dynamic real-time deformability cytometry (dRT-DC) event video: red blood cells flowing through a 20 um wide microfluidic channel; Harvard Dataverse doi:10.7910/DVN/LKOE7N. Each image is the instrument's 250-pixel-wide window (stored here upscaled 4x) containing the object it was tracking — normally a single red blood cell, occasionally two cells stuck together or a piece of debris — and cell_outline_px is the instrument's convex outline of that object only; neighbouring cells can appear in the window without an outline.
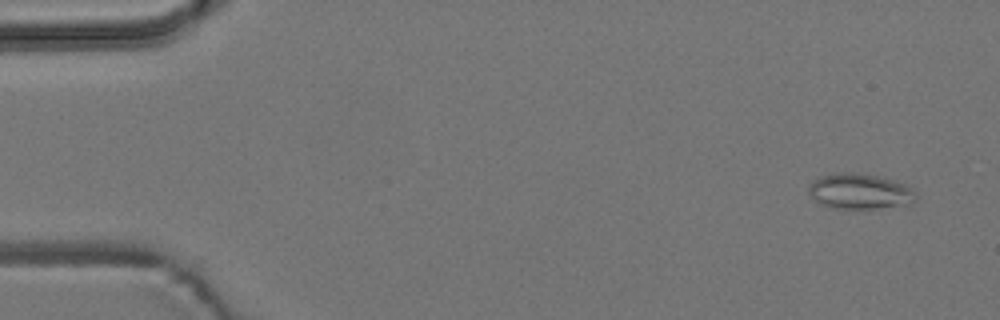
{"species": "common noctule bat (a hibernating species)", "species_latin": "Nyctalus noctula", "temperature_condition": "room temperature", "stored_images_in_passage": 5, "camera_frame_rate_fps": 3000, "um_per_image_px": 0.085, "animal": {"sex": "male", "body_mass_g": 19.2, "forearm_length_mm": 51.8}, "frame": {"image": 1, "passage_image": 1, "time_ms": 0.0, "image_size_px": [1000, 320], "cell_outline_px": [[916, 200], [912, 204], [876, 208], [828, 208], [820, 204], [808, 192], [808, 184], [812, 180], [820, 176], [832, 172], [856, 172], [876, 176], [892, 180], [904, 184], [912, 188], [916, 192]], "centroid_in_image_um": [73.05, 16.26], "position_along_channel_um": 11.9, "area_um2": 22.43}}
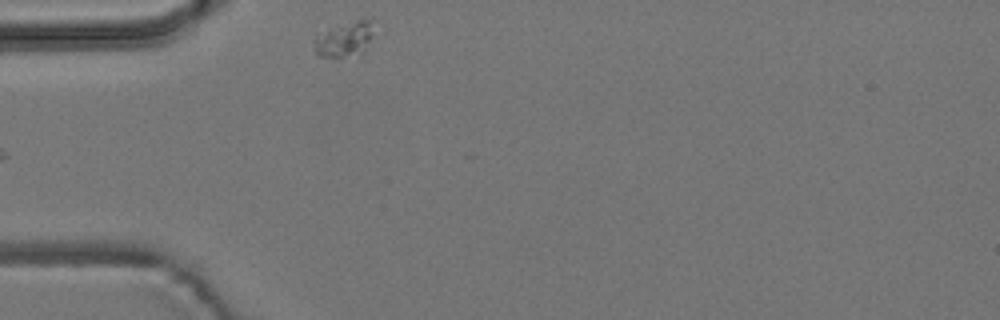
{"frame": {"image": 2, "passage_image": 5, "time_ms": 5.333, "image_size_px": [1000, 320], "cell_outline_px": [[372, 36], [364, 52], [360, 56], [340, 60], [320, 56], [316, 52], [312, 44], [312, 40], [316, 36], [360, 20], [372, 20]], "centroid_in_image_um": [29.28, 3.48], "position_along_channel_um": 55.7, "area_um2": 12.08}}